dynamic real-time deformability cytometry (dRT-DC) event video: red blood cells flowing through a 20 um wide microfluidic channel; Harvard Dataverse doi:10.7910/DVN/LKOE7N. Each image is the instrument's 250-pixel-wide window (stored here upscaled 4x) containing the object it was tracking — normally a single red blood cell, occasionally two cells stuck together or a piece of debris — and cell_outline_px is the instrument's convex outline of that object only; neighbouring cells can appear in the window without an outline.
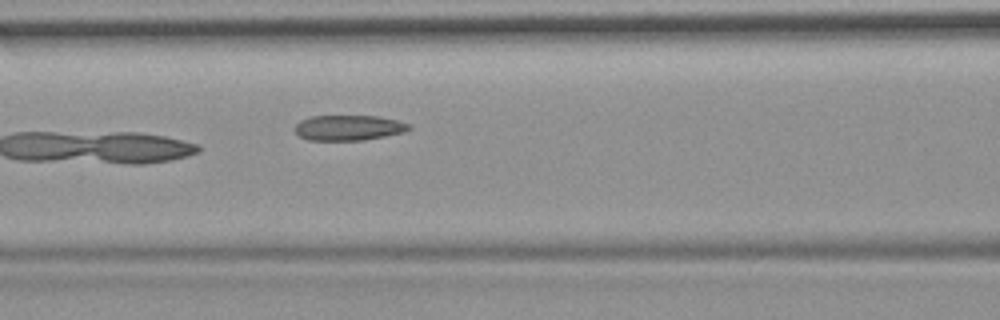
{"species": "common noctule bat (a hibernating species)", "species_latin": "Nyctalus noctula", "temperature_condition": "room temperature", "stored_images_in_passage": 6, "camera_frame_rate_fps": 3000, "um_per_image_px": 0.085, "animal": {"sex": "female", "body_mass_g": 19.9}, "frame": {"image": 1, "passage_image": 6, "time_ms": 1.667, "image_size_px": [1000, 320], "cell_outline_px": [[412, 128], [404, 132], [364, 140], [308, 140], [300, 136], [292, 128], [300, 120], [308, 116], [380, 116], [412, 124]], "centroid_in_image_um": [29.62, 10.85], "position_along_channel_um": 137.0, "area_um2": 16.99}}